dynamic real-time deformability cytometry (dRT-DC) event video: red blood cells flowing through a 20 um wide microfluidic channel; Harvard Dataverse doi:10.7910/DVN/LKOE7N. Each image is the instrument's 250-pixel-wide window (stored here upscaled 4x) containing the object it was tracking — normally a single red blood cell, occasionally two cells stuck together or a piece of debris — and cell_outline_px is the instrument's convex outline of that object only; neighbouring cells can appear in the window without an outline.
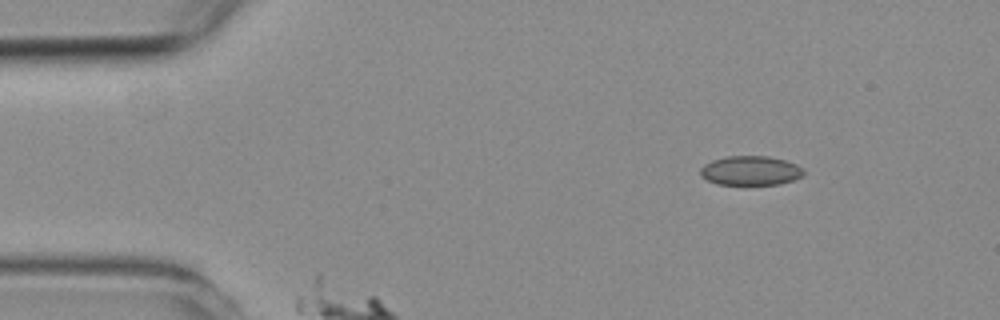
{"species": "common noctule bat (a hibernating species)", "species_latin": "Nyctalus noctula", "temperature_condition": "room temperature", "stored_images_in_passage": 3, "camera_frame_rate_fps": 3000, "um_per_image_px": 0.085, "animal": {"sex": "female", "body_mass_g": 19.3, "forearm_length_mm": 54.1}, "frame": {"image": 1, "passage_image": 1, "time_ms": 0.0, "image_size_px": [1000, 320], "cell_outline_px": [[804, 176], [780, 184], [716, 184], [700, 176], [700, 168], [704, 164], [712, 160], [728, 156], [768, 156], [784, 160], [796, 164], [804, 168]], "centroid_in_image_um": [63.8, 14.5], "position_along_channel_um": 21.2, "area_um2": 17.69}}